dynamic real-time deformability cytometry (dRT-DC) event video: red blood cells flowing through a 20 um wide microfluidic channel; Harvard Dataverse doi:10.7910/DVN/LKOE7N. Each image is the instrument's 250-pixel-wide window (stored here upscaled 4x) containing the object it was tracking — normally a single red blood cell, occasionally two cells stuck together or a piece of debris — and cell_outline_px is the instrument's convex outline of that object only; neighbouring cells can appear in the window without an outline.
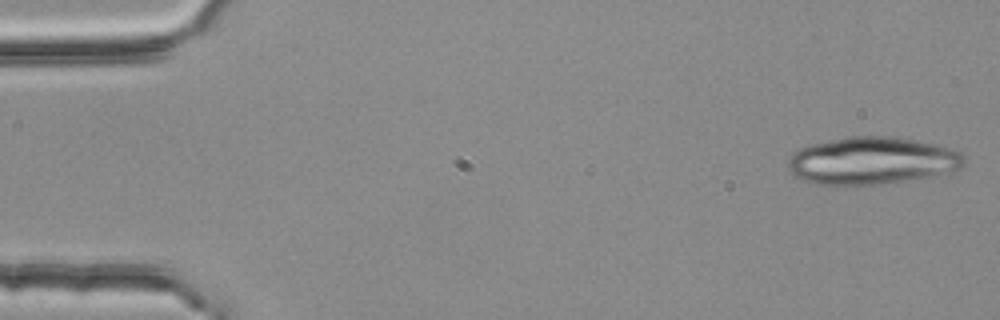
{"species": "common noctule bat (a hibernating species)", "species_latin": "Nyctalus noctula", "temperature_condition": "room temperature", "stored_images_in_passage": 3, "camera_frame_rate_fps": 3000, "um_per_image_px": 0.085, "animal": {"sex": "female", "body_mass_g": 25.1}, "frame": {"image": 1, "passage_image": 1, "time_ms": 0.0, "image_size_px": [1000, 320], "cell_outline_px": [[964, 164], [960, 168], [948, 172], [932, 176], [880, 184], [816, 184], [804, 180], [796, 176], [788, 168], [788, 160], [800, 148], [812, 144], [852, 136], [888, 136], [916, 140], [952, 148], [960, 152], [964, 156]], "centroid_in_image_um": [74.15, 13.65], "position_along_channel_um": 10.9, "area_um2": 48.03}}